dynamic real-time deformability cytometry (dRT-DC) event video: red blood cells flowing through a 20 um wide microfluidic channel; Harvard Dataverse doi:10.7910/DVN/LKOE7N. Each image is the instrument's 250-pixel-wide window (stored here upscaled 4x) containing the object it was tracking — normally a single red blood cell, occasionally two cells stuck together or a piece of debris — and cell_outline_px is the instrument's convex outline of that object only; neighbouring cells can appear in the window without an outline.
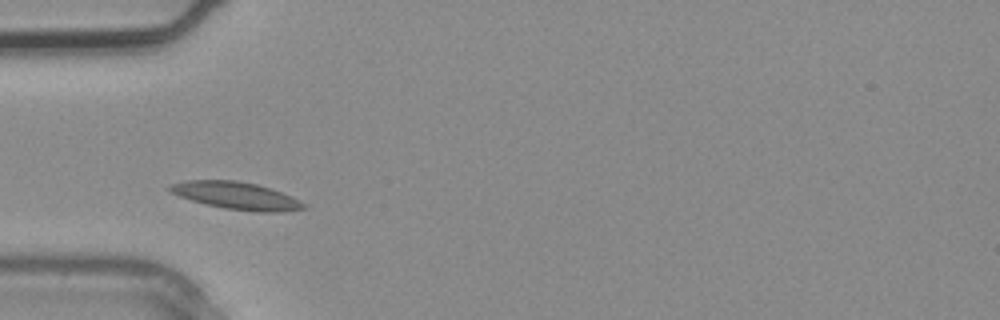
{"species": "common noctule bat (a hibernating species)", "species_latin": "Nyctalus noctula", "temperature_condition": "warm", "stored_images_in_passage": 4, "camera_frame_rate_fps": 3000, "um_per_image_px": 0.085, "animal": {"sex": "male", "body_mass_g": 20.4}, "frame": {"image": 1, "passage_image": 4, "time_ms": 1.0, "image_size_px": [1000, 320], "cell_outline_px": [[308, 208], [284, 212], [260, 212], [224, 208], [204, 204], [180, 196], [172, 192], [168, 188], [172, 184], [188, 180], [236, 180], [256, 184], [280, 192], [308, 204]], "centroid_in_image_um": [20.13, 16.64], "position_along_channel_um": 64.9, "area_um2": 21.15}}